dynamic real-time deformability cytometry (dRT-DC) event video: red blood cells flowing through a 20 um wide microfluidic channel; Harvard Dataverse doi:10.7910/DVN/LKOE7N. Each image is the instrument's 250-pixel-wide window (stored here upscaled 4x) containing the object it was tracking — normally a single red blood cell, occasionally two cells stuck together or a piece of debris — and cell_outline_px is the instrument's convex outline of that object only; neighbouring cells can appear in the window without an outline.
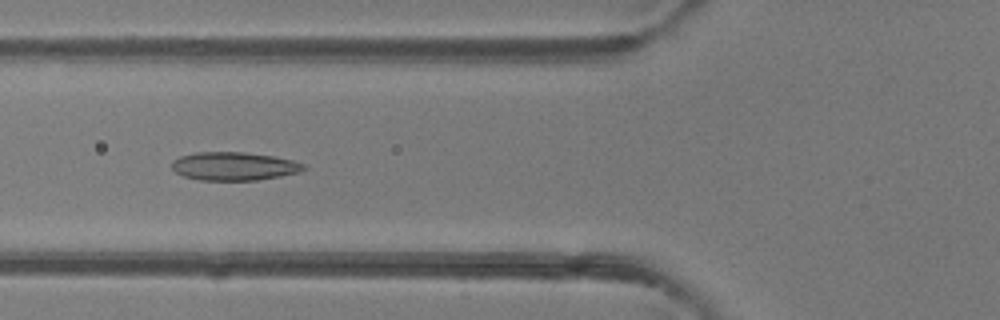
{"species": "common noctule bat (a hibernating species)", "species_latin": "Nyctalus noctula", "temperature_condition": "room temperature", "stored_images_in_passage": 5, "camera_frame_rate_fps": 3000, "um_per_image_px": 0.085, "animal": {"sex": "female"}, "frame": {"image": 1, "passage_image": 5, "time_ms": 4.667, "image_size_px": [1000, 320], "cell_outline_px": [[308, 168], [300, 172], [280, 176], [256, 180], [200, 180], [184, 176], [176, 172], [172, 168], [172, 160], [180, 156], [196, 152], [244, 152], [272, 156], [292, 160], [304, 164]], "centroid_in_image_um": [19.89, 14.12], "position_along_channel_um": 105.9, "area_um2": 21.73}}